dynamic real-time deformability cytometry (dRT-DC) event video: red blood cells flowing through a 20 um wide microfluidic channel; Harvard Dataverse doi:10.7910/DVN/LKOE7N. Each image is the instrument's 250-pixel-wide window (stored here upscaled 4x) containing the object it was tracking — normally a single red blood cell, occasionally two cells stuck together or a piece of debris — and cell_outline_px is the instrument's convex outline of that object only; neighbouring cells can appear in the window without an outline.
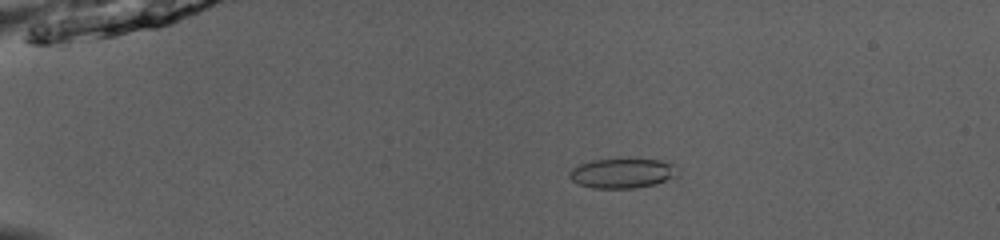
{"species": "common noctule bat (a hibernating species)", "species_latin": "Nyctalus noctula", "temperature_condition": "room temperature", "stored_images_in_passage": 52, "camera_frame_rate_fps": 3000, "um_per_image_px": 0.085, "animal": {"sex": "male", "body_mass_g": 13.0, "forearm_length_mm": 53.1}, "frame": {"image": 1, "passage_image": 12, "time_ms": 3.667, "image_size_px": [1000, 240], "cell_outline_px": [[680, 176], [656, 184], [636, 188], [592, 188], [580, 184], [572, 180], [568, 176], [568, 172], [572, 168], [580, 164], [592, 160], [628, 156], [660, 160], [676, 164], [680, 172]], "centroid_in_image_um": [52.98, 14.67], "position_along_channel_um": 32.0, "area_um2": 19.88}}
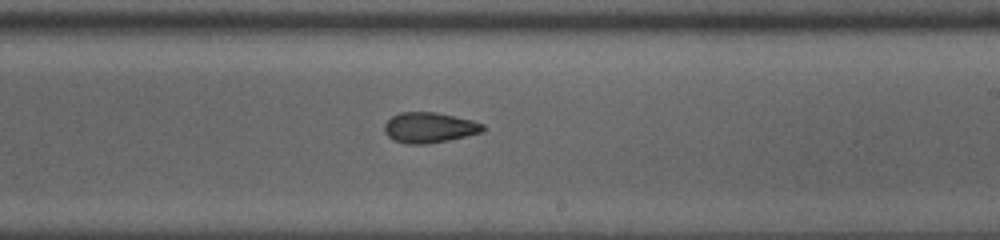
{"frame": {"image": 2, "passage_image": 33, "time_ms": 10.667, "image_size_px": [1000, 240], "cell_outline_px": [[484, 132], [448, 140], [428, 144], [408, 144], [392, 140], [384, 132], [384, 124], [392, 116], [400, 112], [436, 112], [472, 120], [484, 124]], "centroid_in_image_um": [36.48, 10.85], "position_along_channel_um": 252.5, "area_um2": 17.57}}
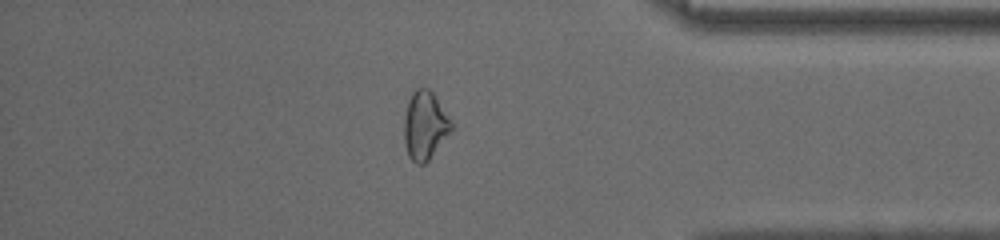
{"frame": {"image": 3, "passage_image": 45, "time_ms": 14.667, "image_size_px": [1000, 240], "cell_outline_px": [[452, 128], [428, 160], [424, 164], [416, 164], [408, 156], [404, 144], [404, 120], [408, 100], [412, 92], [416, 88], [428, 88], [432, 92], [452, 120]], "centroid_in_image_um": [36.09, 10.65], "position_along_channel_um": 399.1, "area_um2": 18.61}, "authors_computed_cell_mechanics": {"area_um2": 18.5249, "velocity_mm_per_s": 4.0762, "shape_relaxation_time_tau1_ms": 3.062, "shape_relaxation_time_tau2_ms": 2.3707, "deformation_change_tau1": 0.1186, "deformation_change_tau2": 0.0618}}